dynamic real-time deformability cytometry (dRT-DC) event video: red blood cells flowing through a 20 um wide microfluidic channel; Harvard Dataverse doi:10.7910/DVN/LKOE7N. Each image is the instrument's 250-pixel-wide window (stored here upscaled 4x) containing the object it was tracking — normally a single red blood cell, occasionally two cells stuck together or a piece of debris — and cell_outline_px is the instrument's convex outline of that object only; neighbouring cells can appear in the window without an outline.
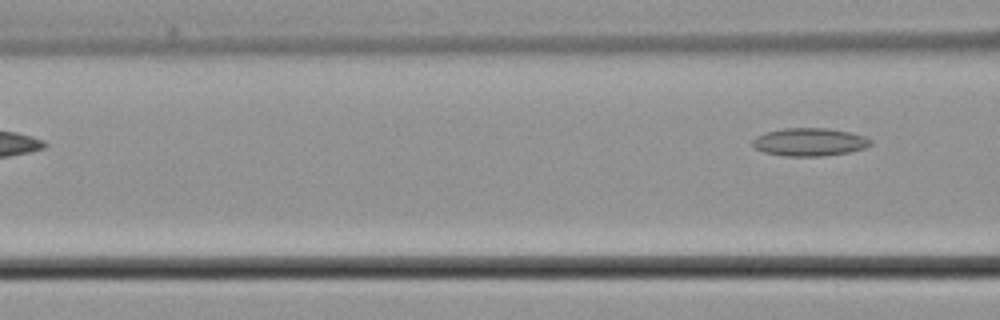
{"species": "common noctule bat (a hibernating species)", "species_latin": "Nyctalus noctula", "temperature_condition": "cold", "stored_images_in_passage": 5, "camera_frame_rate_fps": 3000, "um_per_image_px": 0.085, "animal": {"sex": "male", "body_mass_g": 21.5, "forearm_length_mm": 52.0}, "frame": {"image": 1, "passage_image": 5, "time_ms": 5.667, "image_size_px": [1000, 320], "cell_outline_px": [[872, 144], [864, 148], [848, 152], [820, 156], [784, 156], [764, 152], [756, 148], [752, 144], [752, 140], [756, 136], [764, 132], [784, 128], [828, 128], [848, 132], [864, 136], [872, 140]], "centroid_in_image_um": [68.79, 12.06], "position_along_channel_um": 97.8, "area_um2": 19.19}}